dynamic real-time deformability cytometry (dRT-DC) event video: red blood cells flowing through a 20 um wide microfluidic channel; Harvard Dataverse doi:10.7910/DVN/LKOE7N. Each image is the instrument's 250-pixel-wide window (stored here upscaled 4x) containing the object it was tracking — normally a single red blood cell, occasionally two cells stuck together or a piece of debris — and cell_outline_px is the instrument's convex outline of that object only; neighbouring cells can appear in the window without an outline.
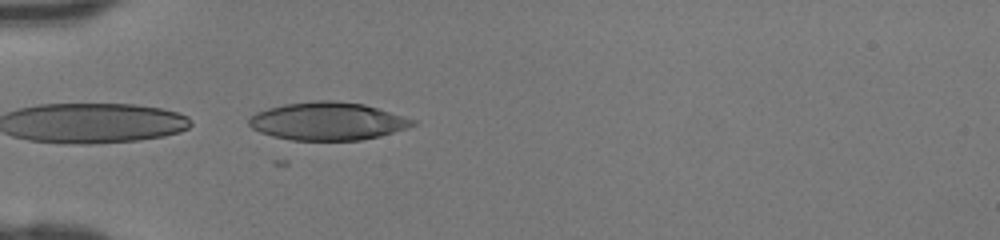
{"species": "human", "species_latin": "Homo sapiens", "temperature_condition": "room temperature", "stored_images_in_passage": 32, "camera_frame_rate_fps": 3000, "um_per_image_px": 0.085, "donor": {"sex": "female"}, "frame": {"image": 1, "passage_image": 1, "time_ms": 0.0, "image_size_px": [1000, 240], "cell_outline_px": [[416, 124], [380, 136], [360, 140], [292, 140], [272, 136], [260, 132], [252, 128], [248, 124], [248, 120], [256, 112], [268, 108], [284, 104], [316, 100], [332, 100], [364, 104], [416, 120]], "centroid_in_image_um": [27.82, 10.3], "position_along_channel_um": 57.2, "area_um2": 35.95}}
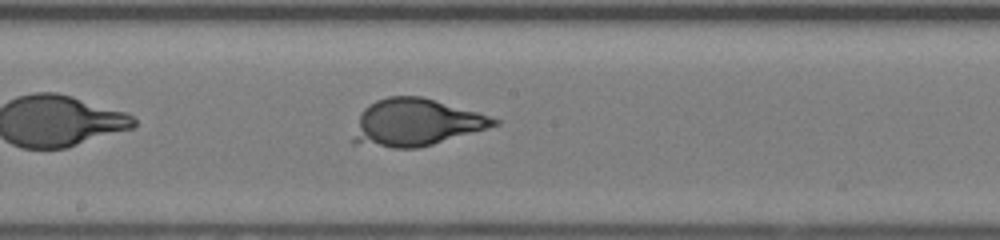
{"frame": {"image": 2, "passage_image": 12, "time_ms": 3.667, "image_size_px": [1000, 240], "cell_outline_px": [[500, 124], [432, 144], [416, 148], [392, 148], [352, 144], [348, 140], [364, 108], [368, 104], [376, 100], [388, 96], [420, 96], [476, 112], [500, 120]], "centroid_in_image_um": [35.24, 10.43], "position_along_channel_um": 213.0, "area_um2": 38.49}}
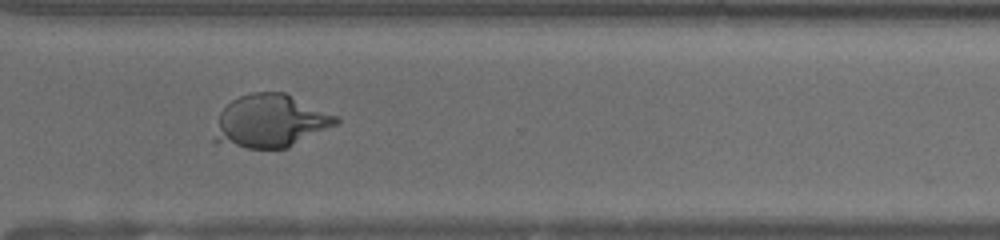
{"frame": {"image": 3, "passage_image": 21, "time_ms": 6.667, "image_size_px": [1000, 240], "cell_outline_px": [[340, 124], [288, 148], [248, 148], [212, 144], [212, 140], [220, 112], [232, 100], [240, 96], [252, 92], [284, 92], [340, 116]], "centroid_in_image_um": [23.01, 10.31], "position_along_channel_um": 347.6, "area_um2": 38.21}}